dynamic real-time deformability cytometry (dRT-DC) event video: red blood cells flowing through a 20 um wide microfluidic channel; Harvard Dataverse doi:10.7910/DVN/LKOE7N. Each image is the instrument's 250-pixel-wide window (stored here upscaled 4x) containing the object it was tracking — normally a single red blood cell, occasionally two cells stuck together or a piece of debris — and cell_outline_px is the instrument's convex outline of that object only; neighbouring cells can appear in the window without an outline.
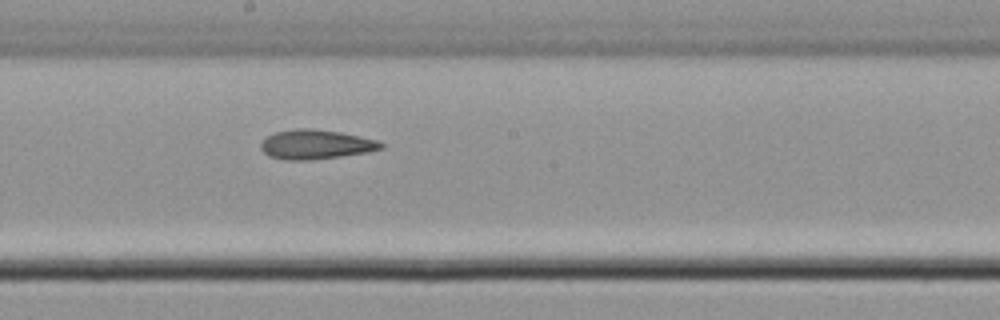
{"species": "common noctule bat (a hibernating species)", "species_latin": "Nyctalus noctula", "temperature_condition": "cold", "stored_images_in_passage": 8, "camera_frame_rate_fps": 3000, "um_per_image_px": 0.085, "animal": {"sex": "male", "body_mass_g": 21.5, "forearm_length_mm": 52.0}, "frame": {"image": 1, "passage_image": 8, "time_ms": 9.333, "image_size_px": [1000, 320], "cell_outline_px": [[384, 148], [368, 152], [340, 156], [308, 160], [284, 160], [268, 156], [260, 148], [260, 144], [268, 136], [276, 132], [296, 128], [312, 128], [340, 132], [376, 140], [384, 144]], "centroid_in_image_um": [26.83, 12.28], "position_along_channel_um": 221.4, "area_um2": 20.52}}